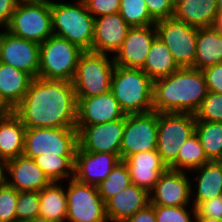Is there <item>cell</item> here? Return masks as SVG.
Returning <instances> with one entry per match:
<instances>
[{"label": "cell", "instance_id": "1", "mask_svg": "<svg viewBox=\"0 0 222 222\" xmlns=\"http://www.w3.org/2000/svg\"><path fill=\"white\" fill-rule=\"evenodd\" d=\"M12 111L26 128L76 127L77 99L72 82L33 78Z\"/></svg>", "mask_w": 222, "mask_h": 222}, {"label": "cell", "instance_id": "2", "mask_svg": "<svg viewBox=\"0 0 222 222\" xmlns=\"http://www.w3.org/2000/svg\"><path fill=\"white\" fill-rule=\"evenodd\" d=\"M207 92L202 70L181 67L167 77L153 81V111L194 114Z\"/></svg>", "mask_w": 222, "mask_h": 222}, {"label": "cell", "instance_id": "3", "mask_svg": "<svg viewBox=\"0 0 222 222\" xmlns=\"http://www.w3.org/2000/svg\"><path fill=\"white\" fill-rule=\"evenodd\" d=\"M51 17L55 36L68 40L83 51H92L95 18L84 2L51 0Z\"/></svg>", "mask_w": 222, "mask_h": 222}, {"label": "cell", "instance_id": "4", "mask_svg": "<svg viewBox=\"0 0 222 222\" xmlns=\"http://www.w3.org/2000/svg\"><path fill=\"white\" fill-rule=\"evenodd\" d=\"M111 91L126 114L153 111V80L141 68L115 65Z\"/></svg>", "mask_w": 222, "mask_h": 222}, {"label": "cell", "instance_id": "5", "mask_svg": "<svg viewBox=\"0 0 222 222\" xmlns=\"http://www.w3.org/2000/svg\"><path fill=\"white\" fill-rule=\"evenodd\" d=\"M115 68L112 55L84 51L73 77L76 98L91 97L111 90V78Z\"/></svg>", "mask_w": 222, "mask_h": 222}, {"label": "cell", "instance_id": "6", "mask_svg": "<svg viewBox=\"0 0 222 222\" xmlns=\"http://www.w3.org/2000/svg\"><path fill=\"white\" fill-rule=\"evenodd\" d=\"M11 35L43 43L53 34L51 0L20 1L5 29Z\"/></svg>", "mask_w": 222, "mask_h": 222}, {"label": "cell", "instance_id": "7", "mask_svg": "<svg viewBox=\"0 0 222 222\" xmlns=\"http://www.w3.org/2000/svg\"><path fill=\"white\" fill-rule=\"evenodd\" d=\"M83 52L66 39L50 36L40 44L38 77L71 82Z\"/></svg>", "mask_w": 222, "mask_h": 222}, {"label": "cell", "instance_id": "8", "mask_svg": "<svg viewBox=\"0 0 222 222\" xmlns=\"http://www.w3.org/2000/svg\"><path fill=\"white\" fill-rule=\"evenodd\" d=\"M195 127L192 113H158L156 150L168 168L176 170L179 149L195 133Z\"/></svg>", "mask_w": 222, "mask_h": 222}, {"label": "cell", "instance_id": "9", "mask_svg": "<svg viewBox=\"0 0 222 222\" xmlns=\"http://www.w3.org/2000/svg\"><path fill=\"white\" fill-rule=\"evenodd\" d=\"M78 147L76 127L26 128L24 153L26 158L43 156H75Z\"/></svg>", "mask_w": 222, "mask_h": 222}, {"label": "cell", "instance_id": "10", "mask_svg": "<svg viewBox=\"0 0 222 222\" xmlns=\"http://www.w3.org/2000/svg\"><path fill=\"white\" fill-rule=\"evenodd\" d=\"M66 182V222H109L97 186L80 183L74 178Z\"/></svg>", "mask_w": 222, "mask_h": 222}, {"label": "cell", "instance_id": "11", "mask_svg": "<svg viewBox=\"0 0 222 222\" xmlns=\"http://www.w3.org/2000/svg\"><path fill=\"white\" fill-rule=\"evenodd\" d=\"M157 36L166 44L174 61L181 67H193L198 28L174 17L155 23Z\"/></svg>", "mask_w": 222, "mask_h": 222}, {"label": "cell", "instance_id": "12", "mask_svg": "<svg viewBox=\"0 0 222 222\" xmlns=\"http://www.w3.org/2000/svg\"><path fill=\"white\" fill-rule=\"evenodd\" d=\"M158 112L126 114L120 159L142 151L156 150Z\"/></svg>", "mask_w": 222, "mask_h": 222}, {"label": "cell", "instance_id": "13", "mask_svg": "<svg viewBox=\"0 0 222 222\" xmlns=\"http://www.w3.org/2000/svg\"><path fill=\"white\" fill-rule=\"evenodd\" d=\"M125 128V117L112 122L97 125H76L78 146L88 152L117 154Z\"/></svg>", "mask_w": 222, "mask_h": 222}, {"label": "cell", "instance_id": "14", "mask_svg": "<svg viewBox=\"0 0 222 222\" xmlns=\"http://www.w3.org/2000/svg\"><path fill=\"white\" fill-rule=\"evenodd\" d=\"M149 204L160 206L192 205L189 172L167 168L149 192Z\"/></svg>", "mask_w": 222, "mask_h": 222}, {"label": "cell", "instance_id": "15", "mask_svg": "<svg viewBox=\"0 0 222 222\" xmlns=\"http://www.w3.org/2000/svg\"><path fill=\"white\" fill-rule=\"evenodd\" d=\"M1 62L11 65L32 78L39 74L40 44L0 30Z\"/></svg>", "mask_w": 222, "mask_h": 222}, {"label": "cell", "instance_id": "16", "mask_svg": "<svg viewBox=\"0 0 222 222\" xmlns=\"http://www.w3.org/2000/svg\"><path fill=\"white\" fill-rule=\"evenodd\" d=\"M157 37L155 25L130 27L122 46L113 56L115 65L141 68L147 58L152 41Z\"/></svg>", "mask_w": 222, "mask_h": 222}, {"label": "cell", "instance_id": "17", "mask_svg": "<svg viewBox=\"0 0 222 222\" xmlns=\"http://www.w3.org/2000/svg\"><path fill=\"white\" fill-rule=\"evenodd\" d=\"M76 99V125H97L126 116L111 90L104 94Z\"/></svg>", "mask_w": 222, "mask_h": 222}, {"label": "cell", "instance_id": "18", "mask_svg": "<svg viewBox=\"0 0 222 222\" xmlns=\"http://www.w3.org/2000/svg\"><path fill=\"white\" fill-rule=\"evenodd\" d=\"M119 161L121 159L117 154L88 152L78 146L73 178L80 183L97 186L107 178Z\"/></svg>", "mask_w": 222, "mask_h": 222}, {"label": "cell", "instance_id": "19", "mask_svg": "<svg viewBox=\"0 0 222 222\" xmlns=\"http://www.w3.org/2000/svg\"><path fill=\"white\" fill-rule=\"evenodd\" d=\"M129 28L119 13L95 18L92 51L114 56Z\"/></svg>", "mask_w": 222, "mask_h": 222}, {"label": "cell", "instance_id": "20", "mask_svg": "<svg viewBox=\"0 0 222 222\" xmlns=\"http://www.w3.org/2000/svg\"><path fill=\"white\" fill-rule=\"evenodd\" d=\"M123 161L128 167L132 184L145 189L148 193L168 168L157 150L138 152Z\"/></svg>", "mask_w": 222, "mask_h": 222}, {"label": "cell", "instance_id": "21", "mask_svg": "<svg viewBox=\"0 0 222 222\" xmlns=\"http://www.w3.org/2000/svg\"><path fill=\"white\" fill-rule=\"evenodd\" d=\"M8 185L21 191H41L51 181L33 159L24 155L7 161Z\"/></svg>", "mask_w": 222, "mask_h": 222}, {"label": "cell", "instance_id": "22", "mask_svg": "<svg viewBox=\"0 0 222 222\" xmlns=\"http://www.w3.org/2000/svg\"><path fill=\"white\" fill-rule=\"evenodd\" d=\"M192 205L222 195V161H208L189 172ZM195 174V175H194Z\"/></svg>", "mask_w": 222, "mask_h": 222}, {"label": "cell", "instance_id": "23", "mask_svg": "<svg viewBox=\"0 0 222 222\" xmlns=\"http://www.w3.org/2000/svg\"><path fill=\"white\" fill-rule=\"evenodd\" d=\"M148 204L149 193L135 184H130L105 203L108 221L125 222Z\"/></svg>", "mask_w": 222, "mask_h": 222}, {"label": "cell", "instance_id": "24", "mask_svg": "<svg viewBox=\"0 0 222 222\" xmlns=\"http://www.w3.org/2000/svg\"><path fill=\"white\" fill-rule=\"evenodd\" d=\"M32 80L24 71L0 62V104L12 111L21 102Z\"/></svg>", "mask_w": 222, "mask_h": 222}, {"label": "cell", "instance_id": "25", "mask_svg": "<svg viewBox=\"0 0 222 222\" xmlns=\"http://www.w3.org/2000/svg\"><path fill=\"white\" fill-rule=\"evenodd\" d=\"M26 127L11 110L0 113V159L10 160L24 153Z\"/></svg>", "mask_w": 222, "mask_h": 222}, {"label": "cell", "instance_id": "26", "mask_svg": "<svg viewBox=\"0 0 222 222\" xmlns=\"http://www.w3.org/2000/svg\"><path fill=\"white\" fill-rule=\"evenodd\" d=\"M216 14V0H175L173 17L190 26L211 27Z\"/></svg>", "mask_w": 222, "mask_h": 222}, {"label": "cell", "instance_id": "27", "mask_svg": "<svg viewBox=\"0 0 222 222\" xmlns=\"http://www.w3.org/2000/svg\"><path fill=\"white\" fill-rule=\"evenodd\" d=\"M222 63V35L212 27L198 28L194 68Z\"/></svg>", "mask_w": 222, "mask_h": 222}, {"label": "cell", "instance_id": "28", "mask_svg": "<svg viewBox=\"0 0 222 222\" xmlns=\"http://www.w3.org/2000/svg\"><path fill=\"white\" fill-rule=\"evenodd\" d=\"M39 217L56 222H66L67 195L65 182H51L39 191Z\"/></svg>", "mask_w": 222, "mask_h": 222}, {"label": "cell", "instance_id": "29", "mask_svg": "<svg viewBox=\"0 0 222 222\" xmlns=\"http://www.w3.org/2000/svg\"><path fill=\"white\" fill-rule=\"evenodd\" d=\"M179 68L166 44L157 36L152 41L147 58L141 69L148 77L155 81L167 77Z\"/></svg>", "mask_w": 222, "mask_h": 222}, {"label": "cell", "instance_id": "30", "mask_svg": "<svg viewBox=\"0 0 222 222\" xmlns=\"http://www.w3.org/2000/svg\"><path fill=\"white\" fill-rule=\"evenodd\" d=\"M195 133L210 161H222V122L196 121Z\"/></svg>", "mask_w": 222, "mask_h": 222}, {"label": "cell", "instance_id": "31", "mask_svg": "<svg viewBox=\"0 0 222 222\" xmlns=\"http://www.w3.org/2000/svg\"><path fill=\"white\" fill-rule=\"evenodd\" d=\"M75 156H43L33 158L51 182H65L74 177Z\"/></svg>", "mask_w": 222, "mask_h": 222}, {"label": "cell", "instance_id": "32", "mask_svg": "<svg viewBox=\"0 0 222 222\" xmlns=\"http://www.w3.org/2000/svg\"><path fill=\"white\" fill-rule=\"evenodd\" d=\"M210 161L204 152L198 135L194 133L179 149L176 170L190 172Z\"/></svg>", "mask_w": 222, "mask_h": 222}, {"label": "cell", "instance_id": "33", "mask_svg": "<svg viewBox=\"0 0 222 222\" xmlns=\"http://www.w3.org/2000/svg\"><path fill=\"white\" fill-rule=\"evenodd\" d=\"M132 184L128 167L124 161H119L105 180L97 185L100 197L106 203L114 195Z\"/></svg>", "mask_w": 222, "mask_h": 222}, {"label": "cell", "instance_id": "34", "mask_svg": "<svg viewBox=\"0 0 222 222\" xmlns=\"http://www.w3.org/2000/svg\"><path fill=\"white\" fill-rule=\"evenodd\" d=\"M119 14L130 27L155 25L145 0H121Z\"/></svg>", "mask_w": 222, "mask_h": 222}, {"label": "cell", "instance_id": "35", "mask_svg": "<svg viewBox=\"0 0 222 222\" xmlns=\"http://www.w3.org/2000/svg\"><path fill=\"white\" fill-rule=\"evenodd\" d=\"M157 222H195L196 214L193 205L160 206L152 205Z\"/></svg>", "mask_w": 222, "mask_h": 222}, {"label": "cell", "instance_id": "36", "mask_svg": "<svg viewBox=\"0 0 222 222\" xmlns=\"http://www.w3.org/2000/svg\"><path fill=\"white\" fill-rule=\"evenodd\" d=\"M40 201L39 192L21 191L18 192L16 205V221H30L35 217H39Z\"/></svg>", "mask_w": 222, "mask_h": 222}, {"label": "cell", "instance_id": "37", "mask_svg": "<svg viewBox=\"0 0 222 222\" xmlns=\"http://www.w3.org/2000/svg\"><path fill=\"white\" fill-rule=\"evenodd\" d=\"M194 116L196 121L222 122V93L208 91Z\"/></svg>", "mask_w": 222, "mask_h": 222}, {"label": "cell", "instance_id": "38", "mask_svg": "<svg viewBox=\"0 0 222 222\" xmlns=\"http://www.w3.org/2000/svg\"><path fill=\"white\" fill-rule=\"evenodd\" d=\"M18 191L8 184L0 188V222H17L16 205Z\"/></svg>", "mask_w": 222, "mask_h": 222}, {"label": "cell", "instance_id": "39", "mask_svg": "<svg viewBox=\"0 0 222 222\" xmlns=\"http://www.w3.org/2000/svg\"><path fill=\"white\" fill-rule=\"evenodd\" d=\"M150 17L155 21L165 20L174 15L175 0H145Z\"/></svg>", "mask_w": 222, "mask_h": 222}, {"label": "cell", "instance_id": "40", "mask_svg": "<svg viewBox=\"0 0 222 222\" xmlns=\"http://www.w3.org/2000/svg\"><path fill=\"white\" fill-rule=\"evenodd\" d=\"M87 10L94 18L119 13L121 0H86Z\"/></svg>", "mask_w": 222, "mask_h": 222}, {"label": "cell", "instance_id": "41", "mask_svg": "<svg viewBox=\"0 0 222 222\" xmlns=\"http://www.w3.org/2000/svg\"><path fill=\"white\" fill-rule=\"evenodd\" d=\"M196 217L217 218L222 220V195L207 201H201L195 207Z\"/></svg>", "mask_w": 222, "mask_h": 222}, {"label": "cell", "instance_id": "42", "mask_svg": "<svg viewBox=\"0 0 222 222\" xmlns=\"http://www.w3.org/2000/svg\"><path fill=\"white\" fill-rule=\"evenodd\" d=\"M207 90L214 93H222V63L204 68Z\"/></svg>", "mask_w": 222, "mask_h": 222}, {"label": "cell", "instance_id": "43", "mask_svg": "<svg viewBox=\"0 0 222 222\" xmlns=\"http://www.w3.org/2000/svg\"><path fill=\"white\" fill-rule=\"evenodd\" d=\"M20 0H0V30H5Z\"/></svg>", "mask_w": 222, "mask_h": 222}, {"label": "cell", "instance_id": "44", "mask_svg": "<svg viewBox=\"0 0 222 222\" xmlns=\"http://www.w3.org/2000/svg\"><path fill=\"white\" fill-rule=\"evenodd\" d=\"M125 222H157L154 207L148 204L144 209L137 211Z\"/></svg>", "mask_w": 222, "mask_h": 222}, {"label": "cell", "instance_id": "45", "mask_svg": "<svg viewBox=\"0 0 222 222\" xmlns=\"http://www.w3.org/2000/svg\"><path fill=\"white\" fill-rule=\"evenodd\" d=\"M7 184V161L0 159V188L5 187Z\"/></svg>", "mask_w": 222, "mask_h": 222}, {"label": "cell", "instance_id": "46", "mask_svg": "<svg viewBox=\"0 0 222 222\" xmlns=\"http://www.w3.org/2000/svg\"><path fill=\"white\" fill-rule=\"evenodd\" d=\"M211 27L215 29L219 34L222 35V13L221 12H217L216 16L214 17Z\"/></svg>", "mask_w": 222, "mask_h": 222}, {"label": "cell", "instance_id": "47", "mask_svg": "<svg viewBox=\"0 0 222 222\" xmlns=\"http://www.w3.org/2000/svg\"><path fill=\"white\" fill-rule=\"evenodd\" d=\"M195 222H222V220L217 218L196 217Z\"/></svg>", "mask_w": 222, "mask_h": 222}, {"label": "cell", "instance_id": "48", "mask_svg": "<svg viewBox=\"0 0 222 222\" xmlns=\"http://www.w3.org/2000/svg\"><path fill=\"white\" fill-rule=\"evenodd\" d=\"M25 222H56V221L45 219V218H42V217H35L32 220L25 221Z\"/></svg>", "mask_w": 222, "mask_h": 222}, {"label": "cell", "instance_id": "49", "mask_svg": "<svg viewBox=\"0 0 222 222\" xmlns=\"http://www.w3.org/2000/svg\"><path fill=\"white\" fill-rule=\"evenodd\" d=\"M217 3V12L222 13V0H216Z\"/></svg>", "mask_w": 222, "mask_h": 222}, {"label": "cell", "instance_id": "50", "mask_svg": "<svg viewBox=\"0 0 222 222\" xmlns=\"http://www.w3.org/2000/svg\"><path fill=\"white\" fill-rule=\"evenodd\" d=\"M7 111L1 104H0V113Z\"/></svg>", "mask_w": 222, "mask_h": 222}, {"label": "cell", "instance_id": "51", "mask_svg": "<svg viewBox=\"0 0 222 222\" xmlns=\"http://www.w3.org/2000/svg\"><path fill=\"white\" fill-rule=\"evenodd\" d=\"M73 1H79V2H84V1H86V0H73Z\"/></svg>", "mask_w": 222, "mask_h": 222}]
</instances>
